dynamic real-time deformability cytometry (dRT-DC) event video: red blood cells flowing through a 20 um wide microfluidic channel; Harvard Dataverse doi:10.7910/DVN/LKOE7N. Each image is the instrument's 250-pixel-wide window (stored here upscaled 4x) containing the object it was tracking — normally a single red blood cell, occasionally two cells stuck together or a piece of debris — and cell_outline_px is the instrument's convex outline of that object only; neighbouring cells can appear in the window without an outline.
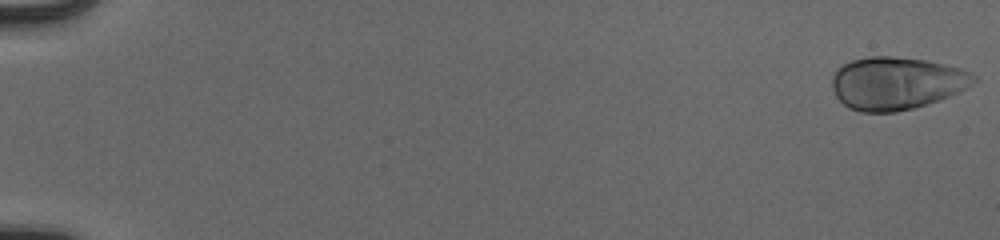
{"species": "human", "species_latin": "Homo sapiens", "temperature_condition": "cold", "stored_images_in_passage": 54, "camera_frame_rate_fps": 3000, "um_per_image_px": 0.085, "donor": {"sex": "male"}, "frame": {"image": 1, "passage_image": 1, "time_ms": 0.0, "image_size_px": [1000, 240], "cell_outline_px": [[976, 80], [960, 92], [928, 104], [896, 112], [860, 112], [848, 108], [836, 96], [832, 88], [832, 76], [844, 64], [852, 60], [868, 56], [892, 56], [924, 60], [964, 68], [972, 72], [976, 76]], "centroid_in_image_um": [76.22, 7.07], "position_along_channel_um": 8.8, "area_um2": 43.58}}
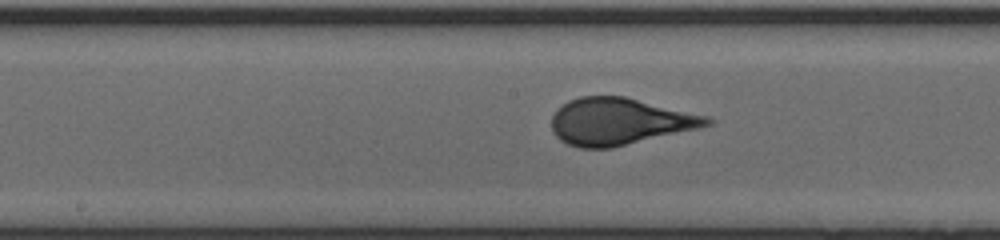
{"frame": {"image": 2, "passage_image": 30, "time_ms": 9.667, "image_size_px": [1000, 240], "cell_outline_px": [[716, 120], [712, 124], [696, 128], [612, 148], [580, 148], [568, 144], [560, 140], [552, 132], [552, 116], [556, 108], [568, 100], [580, 96], [624, 96], [708, 116]], "centroid_in_image_um": [52.61, 10.32], "position_along_channel_um": 195.6, "area_um2": 42.37}}
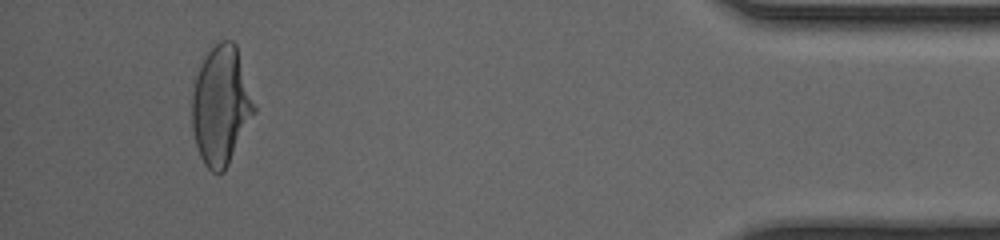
{"frame": {"image": 3, "passage_image": 51, "time_ms": 16.667, "image_size_px": [1000, 240], "cell_outline_px": [[256, 112], [224, 172], [212, 172], [204, 164], [200, 156], [196, 144], [192, 128], [192, 96], [196, 76], [204, 56], [220, 40], [232, 40], [236, 44], [256, 108]], "centroid_in_image_um": [18.79, 8.97], "position_along_channel_um": 416.4, "area_um2": 42.83}}